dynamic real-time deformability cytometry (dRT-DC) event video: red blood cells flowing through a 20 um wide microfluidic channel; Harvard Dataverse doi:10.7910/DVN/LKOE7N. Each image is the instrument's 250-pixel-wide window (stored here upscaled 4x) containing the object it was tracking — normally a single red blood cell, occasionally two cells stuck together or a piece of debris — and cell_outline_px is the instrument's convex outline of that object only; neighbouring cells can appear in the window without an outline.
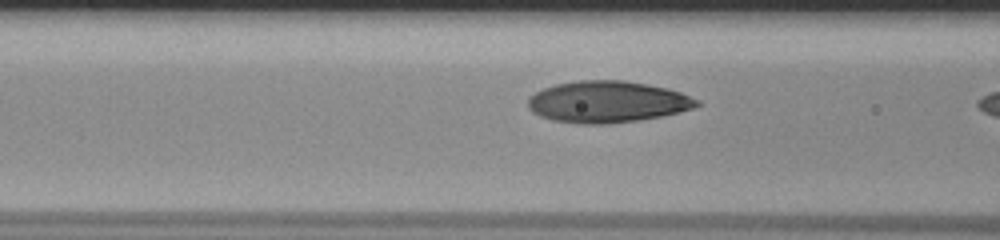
{"species": "human", "species_latin": "Homo sapiens", "temperature_condition": "room temperature", "stored_images_in_passage": 16, "camera_frame_rate_fps": 3000, "um_per_image_px": 0.085, "donor": {"sex": "male"}, "frame": {"image": 1, "passage_image": 14, "time_ms": 4.333, "image_size_px": [1000, 240], "cell_outline_px": [[700, 104], [692, 108], [660, 116], [640, 120], [608, 124], [580, 124], [552, 120], [540, 116], [532, 112], [528, 108], [528, 96], [544, 88], [556, 84], [580, 80], [624, 80], [668, 88], [680, 92], [700, 100]], "centroid_in_image_um": [51.6, 8.66], "position_along_channel_um": 115.0, "area_um2": 40.92}}